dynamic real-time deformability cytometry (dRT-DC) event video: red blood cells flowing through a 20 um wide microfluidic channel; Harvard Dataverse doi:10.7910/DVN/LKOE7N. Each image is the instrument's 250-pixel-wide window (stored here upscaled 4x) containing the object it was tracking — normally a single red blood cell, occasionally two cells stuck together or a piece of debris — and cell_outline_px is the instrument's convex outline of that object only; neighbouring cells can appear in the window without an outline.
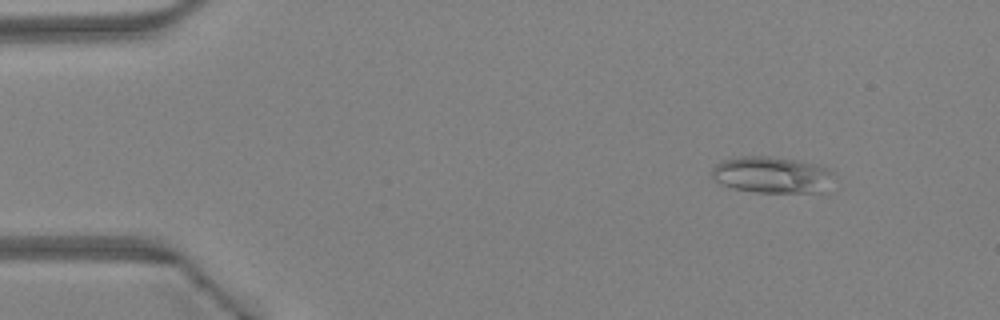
{"species": "Egyptian fruit bat (a non-hibernating species)", "species_latin": "Rousettus aegyptiacus", "temperature_condition": "warm", "stored_images_in_passage": 45, "camera_frame_rate_fps": 3000, "um_per_image_px": 0.085, "animal": {"sex": "female"}, "frame": {"image": 1, "passage_image": 6, "time_ms": 1.667, "image_size_px": [1000, 320], "cell_outline_px": [[836, 176], [828, 192], [756, 192], [732, 188], [720, 184], [712, 176], [712, 168], [720, 160], [740, 156], [772, 156], [796, 160], [816, 164], [828, 168], [836, 172]], "centroid_in_image_um": [65.69, 14.86], "position_along_channel_um": 19.3, "area_um2": 26.59}}
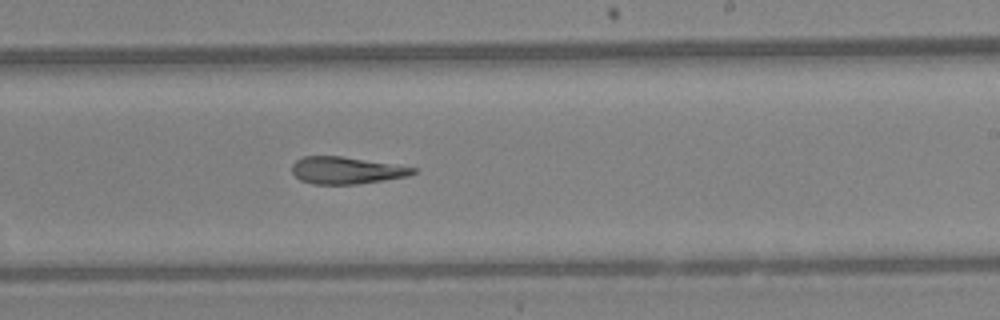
{"frame": {"image": 2, "passage_image": 28, "time_ms": 9.0, "image_size_px": [1000, 320], "cell_outline_px": [[416, 172], [408, 176], [384, 180], [356, 184], [312, 184], [300, 180], [292, 172], [292, 164], [296, 160], [304, 156], [340, 156], [416, 168]], "centroid_in_image_um": [29.39, 14.49], "position_along_channel_um": 259.6, "area_um2": 18.84}}
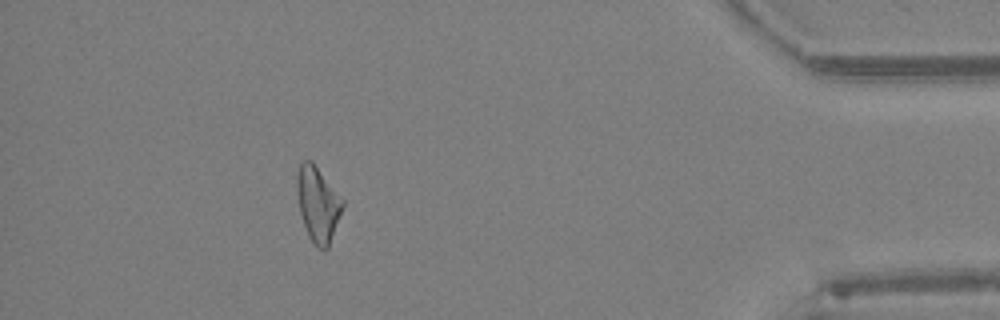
{"frame": {"image": 3, "passage_image": 41, "time_ms": 13.333, "image_size_px": [1000, 320], "cell_outline_px": [[344, 204], [328, 248], [316, 248], [308, 236], [300, 212], [296, 188], [296, 172], [300, 164], [304, 160], [312, 160], [344, 200]], "centroid_in_image_um": [27.0, 17.32], "position_along_channel_um": 408.2, "area_um2": 19.94}, "authors_computed_cell_mechanics": {"area_um2": 20.519, "velocity_mm_per_s": 4.5967, "shape_relaxation_time_tau1_ms": null, "shape_relaxation_time_tau2_ms": 4.8755, "deformation_change_tau1": null, "deformation_change_tau2": 0.1756}}